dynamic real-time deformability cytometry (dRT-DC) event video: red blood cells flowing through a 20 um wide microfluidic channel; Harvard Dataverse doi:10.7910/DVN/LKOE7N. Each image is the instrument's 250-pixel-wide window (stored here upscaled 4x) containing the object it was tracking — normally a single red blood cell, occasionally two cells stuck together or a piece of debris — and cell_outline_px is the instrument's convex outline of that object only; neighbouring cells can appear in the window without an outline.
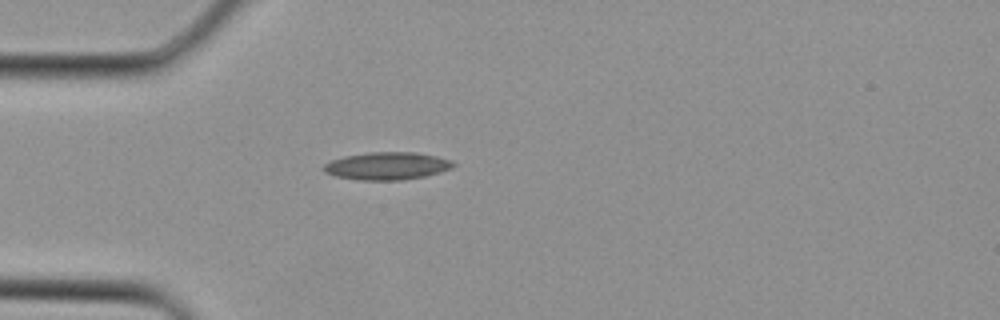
{"species": "Egyptian fruit bat (a non-hibernating species)", "species_latin": "Rousettus aegyptiacus", "temperature_condition": "cold", "stored_images_in_passage": 1, "camera_frame_rate_fps": 3000, "um_per_image_px": 0.085, "animal": {"sex": "female"}, "frame": {"image": 1, "passage_image": 1, "time_ms": 0.0, "image_size_px": [1000, 320], "cell_outline_px": [[456, 164], [452, 168], [440, 172], [424, 176], [400, 180], [360, 180], [336, 176], [324, 172], [324, 164], [332, 160], [344, 156], [372, 152], [416, 152], [436, 156], [452, 160]], "centroid_in_image_um": [32.92, 14.1], "position_along_channel_um": 52.1, "area_um2": 20.75}}